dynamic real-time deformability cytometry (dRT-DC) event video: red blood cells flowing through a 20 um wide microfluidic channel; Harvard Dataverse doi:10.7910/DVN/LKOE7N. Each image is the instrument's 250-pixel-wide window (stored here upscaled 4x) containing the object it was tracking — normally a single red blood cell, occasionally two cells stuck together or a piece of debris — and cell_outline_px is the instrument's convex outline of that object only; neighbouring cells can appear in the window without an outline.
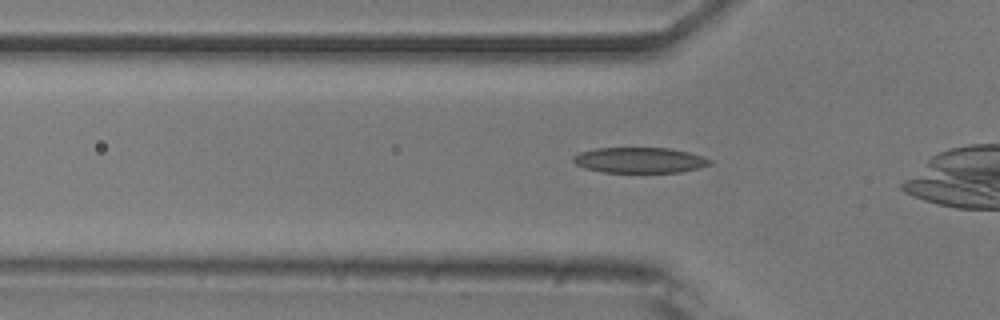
{"species": "common noctule bat (a hibernating species)", "species_latin": "Nyctalus noctula", "temperature_condition": "room temperature", "stored_images_in_passage": 28, "camera_frame_rate_fps": 3000, "um_per_image_px": 0.085, "animal": {"sex": "male", "body_mass_g": 20.5, "forearm_length_mm": 52.5}, "frame": {"image": 1, "passage_image": 3, "time_ms": 0.667, "image_size_px": [1000, 320], "cell_outline_px": [[712, 164], [700, 168], [680, 172], [604, 172], [584, 168], [576, 164], [572, 160], [572, 156], [580, 152], [596, 148], [668, 148], [688, 152], [704, 156], [712, 160]], "centroid_in_image_um": [54.39, 13.61], "position_along_channel_um": 71.4, "area_um2": 20.4}}
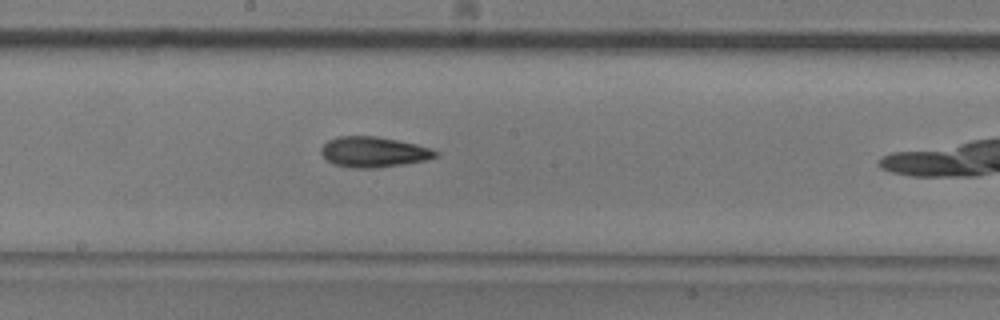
{"frame": {"image": 2, "passage_image": 14, "time_ms": 4.333, "image_size_px": [1000, 320], "cell_outline_px": [[440, 156], [428, 160], [404, 164], [376, 168], [352, 168], [332, 164], [320, 152], [320, 148], [328, 140], [336, 136], [376, 136], [416, 144], [440, 152]], "centroid_in_image_um": [31.76, 12.92], "position_along_channel_um": 216.4, "area_um2": 20.46}}
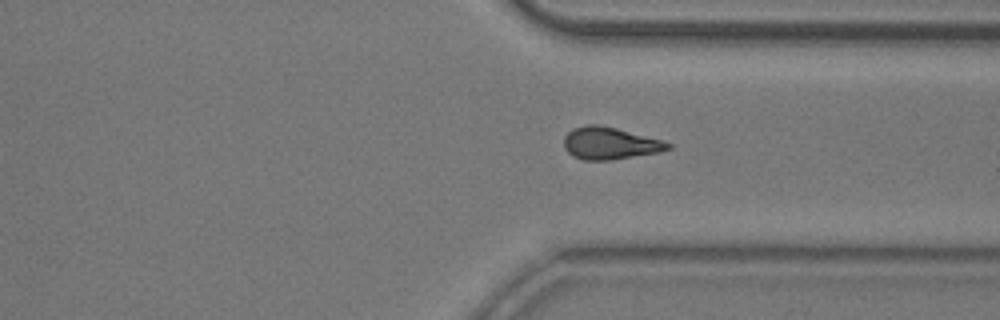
{"frame": {"image": 3, "passage_image": 25, "time_ms": 8.0, "image_size_px": [1000, 320], "cell_outline_px": [[672, 148], [660, 152], [612, 160], [584, 160], [572, 156], [564, 148], [564, 136], [572, 128], [584, 124], [596, 124], [616, 128], [660, 140], [672, 144]], "centroid_in_image_um": [51.8, 12.18], "position_along_channel_um": 359.6, "area_um2": 19.54}}